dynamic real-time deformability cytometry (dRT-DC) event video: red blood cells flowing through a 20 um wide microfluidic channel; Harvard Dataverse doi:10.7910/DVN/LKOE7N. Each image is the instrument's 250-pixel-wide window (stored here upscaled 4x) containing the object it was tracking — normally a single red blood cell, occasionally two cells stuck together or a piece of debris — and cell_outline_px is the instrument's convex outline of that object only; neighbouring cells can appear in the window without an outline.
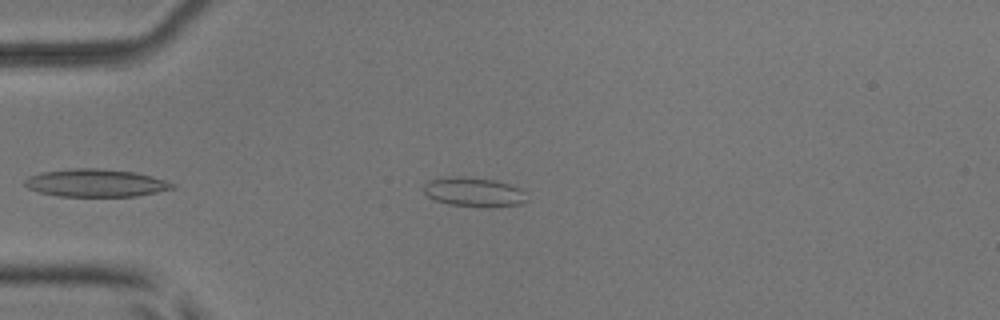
{"species": "common noctule bat (a hibernating species)", "species_latin": "Nyctalus noctula", "temperature_condition": "room temperature", "stored_images_in_passage": 5, "camera_frame_rate_fps": 3000, "um_per_image_px": 0.085, "animal": {"sex": "male", "body_mass_g": 17.9, "forearm_length_mm": 54.2}, "frame": {"image": 1, "passage_image": 5, "time_ms": 1.333, "image_size_px": [1000, 320], "cell_outline_px": [[528, 200], [524, 204], [448, 204], [436, 200], [428, 196], [424, 192], [424, 184], [428, 180], [448, 176], [464, 176], [492, 180], [508, 184], [520, 188], [524, 192]], "centroid_in_image_um": [40.22, 16.26], "position_along_channel_um": 44.8, "area_um2": 16.76}}